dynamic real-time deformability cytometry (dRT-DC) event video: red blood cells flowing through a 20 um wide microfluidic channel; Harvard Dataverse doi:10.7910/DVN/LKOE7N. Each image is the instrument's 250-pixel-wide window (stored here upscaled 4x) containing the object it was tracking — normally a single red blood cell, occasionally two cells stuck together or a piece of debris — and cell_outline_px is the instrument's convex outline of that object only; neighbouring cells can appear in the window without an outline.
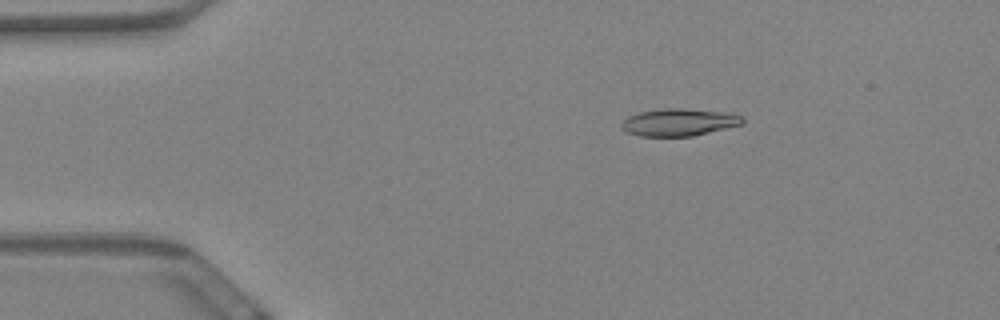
{"species": "Egyptian fruit bat (a non-hibernating species)", "species_latin": "Rousettus aegyptiacus", "temperature_condition": "warm", "stored_images_in_passage": 59, "camera_frame_rate_fps": 3000, "um_per_image_px": 0.085, "animal": {"sex": "female"}, "frame": {"image": 1, "passage_image": 10, "time_ms": 3.0, "image_size_px": [1000, 320], "cell_outline_px": [[744, 124], [692, 136], [640, 136], [628, 132], [620, 128], [620, 124], [628, 116], [640, 112], [664, 108], [684, 108], [728, 112], [744, 116]], "centroid_in_image_um": [57.74, 10.38], "position_along_channel_um": 27.3, "area_um2": 19.42}}
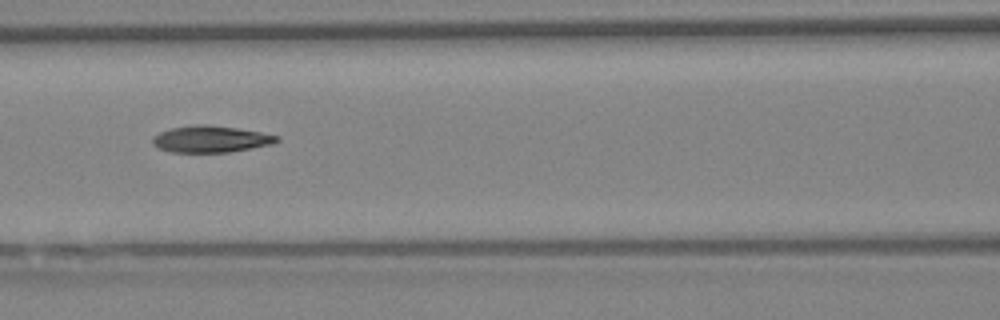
{"frame": {"image": 2, "passage_image": 26, "time_ms": 8.333, "image_size_px": [1000, 320], "cell_outline_px": [[280, 140], [272, 144], [252, 148], [228, 152], [172, 152], [160, 148], [152, 144], [152, 136], [160, 132], [172, 128], [196, 124], [208, 124], [236, 128], [260, 132], [280, 136]], "centroid_in_image_um": [17.92, 11.82], "position_along_channel_um": 148.7, "area_um2": 19.25}}
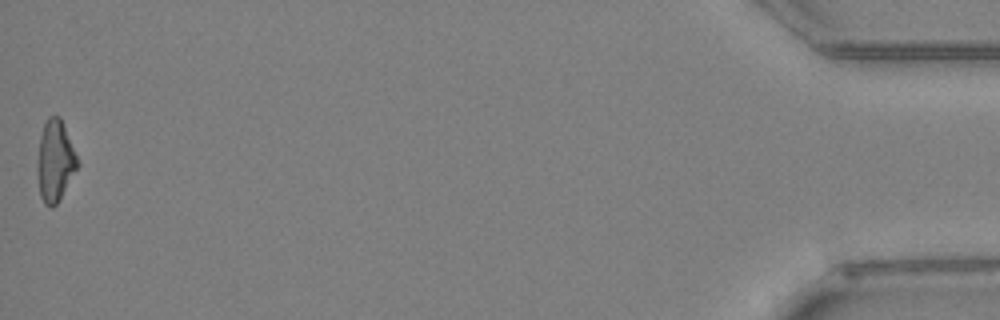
{"frame": {"image": 3, "passage_image": 59, "time_ms": 19.333, "image_size_px": [1000, 320], "cell_outline_px": [[80, 164], [60, 200], [52, 208], [44, 204], [40, 196], [36, 168], [40, 136], [44, 124], [48, 116], [60, 116]], "centroid_in_image_um": [4.68, 13.72], "position_along_channel_um": 430.5, "area_um2": 19.13}, "authors_computed_cell_mechanics": {"area_um2": 19.1896, "velocity_mm_per_s": 3.4592, "shape_relaxation_time_tau1_ms": 8.7588, "shape_relaxation_time_tau2_ms": 3.253, "deformation_change_tau1": 0.2327, "deformation_change_tau2": 0.1126}}